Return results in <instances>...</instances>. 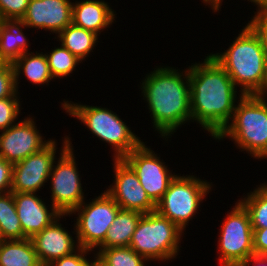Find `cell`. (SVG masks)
<instances>
[{"mask_svg": "<svg viewBox=\"0 0 267 266\" xmlns=\"http://www.w3.org/2000/svg\"><path fill=\"white\" fill-rule=\"evenodd\" d=\"M188 70L192 122L215 139L232 120L237 99L243 94L211 55L207 54L202 63H192Z\"/></svg>", "mask_w": 267, "mask_h": 266, "instance_id": "1", "label": "cell"}, {"mask_svg": "<svg viewBox=\"0 0 267 266\" xmlns=\"http://www.w3.org/2000/svg\"><path fill=\"white\" fill-rule=\"evenodd\" d=\"M141 95L147 103L154 127L163 140L186 122H191L189 70L158 66L141 81Z\"/></svg>", "mask_w": 267, "mask_h": 266, "instance_id": "2", "label": "cell"}, {"mask_svg": "<svg viewBox=\"0 0 267 266\" xmlns=\"http://www.w3.org/2000/svg\"><path fill=\"white\" fill-rule=\"evenodd\" d=\"M235 38L227 50L209 55L226 71L234 85L240 88L239 93L262 97L267 57L261 41L247 24Z\"/></svg>", "mask_w": 267, "mask_h": 266, "instance_id": "3", "label": "cell"}, {"mask_svg": "<svg viewBox=\"0 0 267 266\" xmlns=\"http://www.w3.org/2000/svg\"><path fill=\"white\" fill-rule=\"evenodd\" d=\"M232 120L215 140L228 138L255 159L267 156V97L243 95Z\"/></svg>", "mask_w": 267, "mask_h": 266, "instance_id": "4", "label": "cell"}, {"mask_svg": "<svg viewBox=\"0 0 267 266\" xmlns=\"http://www.w3.org/2000/svg\"><path fill=\"white\" fill-rule=\"evenodd\" d=\"M61 106L69 116L81 121L94 136L112 146V159H123L143 142L116 112L108 108L83 105L66 99L61 102Z\"/></svg>", "mask_w": 267, "mask_h": 266, "instance_id": "5", "label": "cell"}, {"mask_svg": "<svg viewBox=\"0 0 267 266\" xmlns=\"http://www.w3.org/2000/svg\"><path fill=\"white\" fill-rule=\"evenodd\" d=\"M182 235L175 223L154 211L141 216L129 247L150 262H165L179 255Z\"/></svg>", "mask_w": 267, "mask_h": 266, "instance_id": "6", "label": "cell"}, {"mask_svg": "<svg viewBox=\"0 0 267 266\" xmlns=\"http://www.w3.org/2000/svg\"><path fill=\"white\" fill-rule=\"evenodd\" d=\"M211 183L194 175L177 174L157 202L155 211L185 231L189 221L198 213L205 196L211 191Z\"/></svg>", "mask_w": 267, "mask_h": 266, "instance_id": "7", "label": "cell"}, {"mask_svg": "<svg viewBox=\"0 0 267 266\" xmlns=\"http://www.w3.org/2000/svg\"><path fill=\"white\" fill-rule=\"evenodd\" d=\"M71 139L63 138L59 158L53 162L50 180L51 205L61 214H70L85 201L82 181L76 164ZM57 162V163H55ZM55 164V165H54Z\"/></svg>", "mask_w": 267, "mask_h": 266, "instance_id": "8", "label": "cell"}, {"mask_svg": "<svg viewBox=\"0 0 267 266\" xmlns=\"http://www.w3.org/2000/svg\"><path fill=\"white\" fill-rule=\"evenodd\" d=\"M120 206L104 190L91 202H83L69 215L77 213L73 233L80 247L96 249L105 239Z\"/></svg>", "mask_w": 267, "mask_h": 266, "instance_id": "9", "label": "cell"}, {"mask_svg": "<svg viewBox=\"0 0 267 266\" xmlns=\"http://www.w3.org/2000/svg\"><path fill=\"white\" fill-rule=\"evenodd\" d=\"M219 230L217 251H220V266H238L254 255L250 216L238 200L227 213Z\"/></svg>", "mask_w": 267, "mask_h": 266, "instance_id": "10", "label": "cell"}, {"mask_svg": "<svg viewBox=\"0 0 267 266\" xmlns=\"http://www.w3.org/2000/svg\"><path fill=\"white\" fill-rule=\"evenodd\" d=\"M145 142L126 155L123 160L133 169L149 198L157 204L177 174L170 171Z\"/></svg>", "mask_w": 267, "mask_h": 266, "instance_id": "11", "label": "cell"}, {"mask_svg": "<svg viewBox=\"0 0 267 266\" xmlns=\"http://www.w3.org/2000/svg\"><path fill=\"white\" fill-rule=\"evenodd\" d=\"M56 141L52 139L41 151L13 164L11 192L36 193L44 188L56 160Z\"/></svg>", "mask_w": 267, "mask_h": 266, "instance_id": "12", "label": "cell"}, {"mask_svg": "<svg viewBox=\"0 0 267 266\" xmlns=\"http://www.w3.org/2000/svg\"><path fill=\"white\" fill-rule=\"evenodd\" d=\"M115 178L105 191L121 209L138 211L142 214L154 212L156 204L149 198L140 184L137 174L123 159H113Z\"/></svg>", "mask_w": 267, "mask_h": 266, "instance_id": "13", "label": "cell"}, {"mask_svg": "<svg viewBox=\"0 0 267 266\" xmlns=\"http://www.w3.org/2000/svg\"><path fill=\"white\" fill-rule=\"evenodd\" d=\"M40 132L34 117L31 116L18 121L7 130L0 131V157L15 164L41 151L52 139L46 141Z\"/></svg>", "mask_w": 267, "mask_h": 266, "instance_id": "14", "label": "cell"}, {"mask_svg": "<svg viewBox=\"0 0 267 266\" xmlns=\"http://www.w3.org/2000/svg\"><path fill=\"white\" fill-rule=\"evenodd\" d=\"M71 0H29L22 17L27 28L49 31L56 36L72 23Z\"/></svg>", "mask_w": 267, "mask_h": 266, "instance_id": "15", "label": "cell"}, {"mask_svg": "<svg viewBox=\"0 0 267 266\" xmlns=\"http://www.w3.org/2000/svg\"><path fill=\"white\" fill-rule=\"evenodd\" d=\"M67 216L70 215L61 214L49 226L31 238L42 266H48L54 260L68 256L80 248L74 236L60 223V219Z\"/></svg>", "mask_w": 267, "mask_h": 266, "instance_id": "16", "label": "cell"}, {"mask_svg": "<svg viewBox=\"0 0 267 266\" xmlns=\"http://www.w3.org/2000/svg\"><path fill=\"white\" fill-rule=\"evenodd\" d=\"M13 196L22 231L27 238L41 232L61 215L51 204L49 209L37 193L13 192Z\"/></svg>", "mask_w": 267, "mask_h": 266, "instance_id": "17", "label": "cell"}, {"mask_svg": "<svg viewBox=\"0 0 267 266\" xmlns=\"http://www.w3.org/2000/svg\"><path fill=\"white\" fill-rule=\"evenodd\" d=\"M114 10L105 0H81L73 2L72 23L98 36L115 21ZM110 25V26H109Z\"/></svg>", "mask_w": 267, "mask_h": 266, "instance_id": "18", "label": "cell"}, {"mask_svg": "<svg viewBox=\"0 0 267 266\" xmlns=\"http://www.w3.org/2000/svg\"><path fill=\"white\" fill-rule=\"evenodd\" d=\"M27 26L21 19L0 20V59L13 63L24 53L29 52V41L22 29Z\"/></svg>", "mask_w": 267, "mask_h": 266, "instance_id": "19", "label": "cell"}, {"mask_svg": "<svg viewBox=\"0 0 267 266\" xmlns=\"http://www.w3.org/2000/svg\"><path fill=\"white\" fill-rule=\"evenodd\" d=\"M14 75H15V85L17 92L19 83V77L22 74L26 80L32 84L38 85H49L52 81L53 76L51 75L48 61L45 53L43 52H26L19 58H17L13 63Z\"/></svg>", "mask_w": 267, "mask_h": 266, "instance_id": "20", "label": "cell"}, {"mask_svg": "<svg viewBox=\"0 0 267 266\" xmlns=\"http://www.w3.org/2000/svg\"><path fill=\"white\" fill-rule=\"evenodd\" d=\"M143 214L138 211L120 209L108 229L104 241L96 248L98 254L102 249L125 247L130 245L132 235Z\"/></svg>", "mask_w": 267, "mask_h": 266, "instance_id": "21", "label": "cell"}, {"mask_svg": "<svg viewBox=\"0 0 267 266\" xmlns=\"http://www.w3.org/2000/svg\"><path fill=\"white\" fill-rule=\"evenodd\" d=\"M0 266H42L31 238L0 240Z\"/></svg>", "mask_w": 267, "mask_h": 266, "instance_id": "22", "label": "cell"}, {"mask_svg": "<svg viewBox=\"0 0 267 266\" xmlns=\"http://www.w3.org/2000/svg\"><path fill=\"white\" fill-rule=\"evenodd\" d=\"M60 44L79 60L84 61L98 44V35L71 23L57 35ZM97 43V44H96Z\"/></svg>", "mask_w": 267, "mask_h": 266, "instance_id": "23", "label": "cell"}, {"mask_svg": "<svg viewBox=\"0 0 267 266\" xmlns=\"http://www.w3.org/2000/svg\"><path fill=\"white\" fill-rule=\"evenodd\" d=\"M22 231L13 192L0 194V240H22Z\"/></svg>", "mask_w": 267, "mask_h": 266, "instance_id": "24", "label": "cell"}, {"mask_svg": "<svg viewBox=\"0 0 267 266\" xmlns=\"http://www.w3.org/2000/svg\"><path fill=\"white\" fill-rule=\"evenodd\" d=\"M254 191L238 201L248 211L253 229L267 228V183L256 185Z\"/></svg>", "mask_w": 267, "mask_h": 266, "instance_id": "25", "label": "cell"}, {"mask_svg": "<svg viewBox=\"0 0 267 266\" xmlns=\"http://www.w3.org/2000/svg\"><path fill=\"white\" fill-rule=\"evenodd\" d=\"M45 55L54 79L57 77L63 79V77L69 76L76 70V66L82 62L62 45L60 47H54L48 53L45 51Z\"/></svg>", "mask_w": 267, "mask_h": 266, "instance_id": "26", "label": "cell"}, {"mask_svg": "<svg viewBox=\"0 0 267 266\" xmlns=\"http://www.w3.org/2000/svg\"><path fill=\"white\" fill-rule=\"evenodd\" d=\"M97 255L109 266H146L149 262L129 246L102 249Z\"/></svg>", "mask_w": 267, "mask_h": 266, "instance_id": "27", "label": "cell"}, {"mask_svg": "<svg viewBox=\"0 0 267 266\" xmlns=\"http://www.w3.org/2000/svg\"><path fill=\"white\" fill-rule=\"evenodd\" d=\"M20 97L0 99V131L7 130L18 120V116L21 113Z\"/></svg>", "mask_w": 267, "mask_h": 266, "instance_id": "28", "label": "cell"}, {"mask_svg": "<svg viewBox=\"0 0 267 266\" xmlns=\"http://www.w3.org/2000/svg\"><path fill=\"white\" fill-rule=\"evenodd\" d=\"M15 85V75L12 63L3 62L0 65V99L18 97Z\"/></svg>", "mask_w": 267, "mask_h": 266, "instance_id": "29", "label": "cell"}, {"mask_svg": "<svg viewBox=\"0 0 267 266\" xmlns=\"http://www.w3.org/2000/svg\"><path fill=\"white\" fill-rule=\"evenodd\" d=\"M29 0H0V20L1 19H22Z\"/></svg>", "mask_w": 267, "mask_h": 266, "instance_id": "30", "label": "cell"}, {"mask_svg": "<svg viewBox=\"0 0 267 266\" xmlns=\"http://www.w3.org/2000/svg\"><path fill=\"white\" fill-rule=\"evenodd\" d=\"M92 251L95 250L80 247L74 253L54 260L48 266H89L90 260L87 259V255L91 254Z\"/></svg>", "mask_w": 267, "mask_h": 266, "instance_id": "31", "label": "cell"}, {"mask_svg": "<svg viewBox=\"0 0 267 266\" xmlns=\"http://www.w3.org/2000/svg\"><path fill=\"white\" fill-rule=\"evenodd\" d=\"M252 19V20H251ZM247 25L259 37L267 57V12L254 13Z\"/></svg>", "mask_w": 267, "mask_h": 266, "instance_id": "32", "label": "cell"}, {"mask_svg": "<svg viewBox=\"0 0 267 266\" xmlns=\"http://www.w3.org/2000/svg\"><path fill=\"white\" fill-rule=\"evenodd\" d=\"M13 164L0 157V194L11 192Z\"/></svg>", "mask_w": 267, "mask_h": 266, "instance_id": "33", "label": "cell"}, {"mask_svg": "<svg viewBox=\"0 0 267 266\" xmlns=\"http://www.w3.org/2000/svg\"><path fill=\"white\" fill-rule=\"evenodd\" d=\"M254 255L267 256V228L253 229Z\"/></svg>", "mask_w": 267, "mask_h": 266, "instance_id": "34", "label": "cell"}, {"mask_svg": "<svg viewBox=\"0 0 267 266\" xmlns=\"http://www.w3.org/2000/svg\"><path fill=\"white\" fill-rule=\"evenodd\" d=\"M267 266V256H257L253 255L242 261L238 266Z\"/></svg>", "mask_w": 267, "mask_h": 266, "instance_id": "35", "label": "cell"}, {"mask_svg": "<svg viewBox=\"0 0 267 266\" xmlns=\"http://www.w3.org/2000/svg\"><path fill=\"white\" fill-rule=\"evenodd\" d=\"M223 0H202V3L206 4L205 6L209 5L213 12H218L221 9Z\"/></svg>", "mask_w": 267, "mask_h": 266, "instance_id": "36", "label": "cell"}, {"mask_svg": "<svg viewBox=\"0 0 267 266\" xmlns=\"http://www.w3.org/2000/svg\"><path fill=\"white\" fill-rule=\"evenodd\" d=\"M249 2L257 6L255 13L267 12V0H250Z\"/></svg>", "mask_w": 267, "mask_h": 266, "instance_id": "37", "label": "cell"}, {"mask_svg": "<svg viewBox=\"0 0 267 266\" xmlns=\"http://www.w3.org/2000/svg\"><path fill=\"white\" fill-rule=\"evenodd\" d=\"M94 260L90 261L89 266H109L104 260H102L97 254L94 252Z\"/></svg>", "mask_w": 267, "mask_h": 266, "instance_id": "38", "label": "cell"}, {"mask_svg": "<svg viewBox=\"0 0 267 266\" xmlns=\"http://www.w3.org/2000/svg\"><path fill=\"white\" fill-rule=\"evenodd\" d=\"M262 97H267V59L265 62L264 77L262 83Z\"/></svg>", "mask_w": 267, "mask_h": 266, "instance_id": "39", "label": "cell"}]
</instances>
